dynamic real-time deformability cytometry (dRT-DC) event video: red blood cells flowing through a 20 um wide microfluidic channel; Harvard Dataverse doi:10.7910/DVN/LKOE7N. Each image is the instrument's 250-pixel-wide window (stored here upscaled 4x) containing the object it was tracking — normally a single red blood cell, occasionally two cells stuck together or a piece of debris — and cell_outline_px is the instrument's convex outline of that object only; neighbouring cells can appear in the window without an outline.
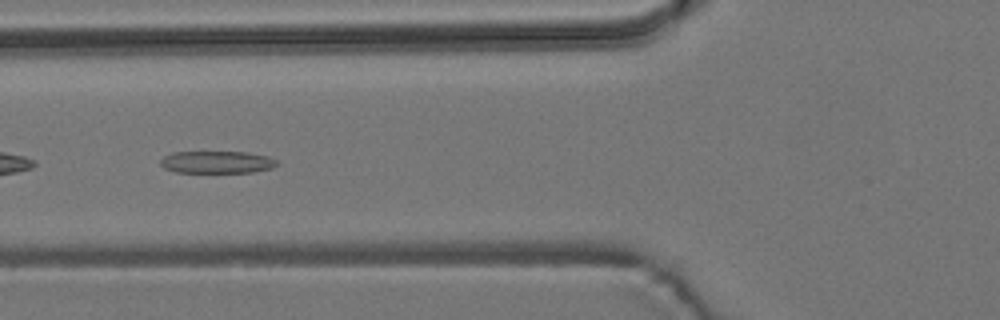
{"species": "common noctule bat (a hibernating species)", "species_latin": "Nyctalus noctula", "temperature_condition": "room temperature", "stored_images_in_passage": 7, "camera_frame_rate_fps": 3000, "um_per_image_px": 0.085, "animal": {"sex": "male", "body_mass_g": 19.2, "forearm_length_mm": 51.8}, "frame": {"image": 1, "passage_image": 5, "time_ms": 5.333, "image_size_px": [1000, 320], "cell_outline_px": [[280, 164], [272, 168], [252, 172], [176, 172], [164, 168], [160, 164], [160, 160], [164, 156], [172, 152], [248, 152], [268, 156], [276, 160]], "centroid_in_image_um": [18.45, 13.78], "position_along_channel_um": 107.3, "area_um2": 15.14}}
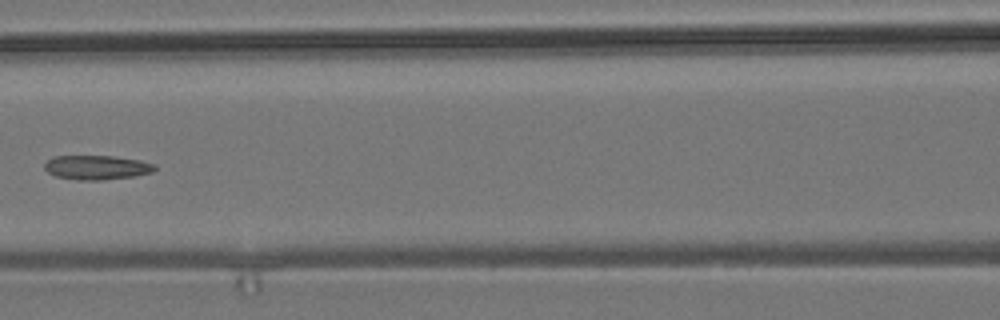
{"frame": {"image": 2, "passage_image": 6, "time_ms": 6.667, "image_size_px": [1000, 320], "cell_outline_px": [[156, 168], [152, 172], [136, 176], [100, 180], [80, 180], [56, 176], [48, 172], [44, 168], [44, 164], [52, 156], [112, 156], [140, 160], [156, 164]], "centroid_in_image_um": [8.24, 14.23], "position_along_channel_um": 158.4, "area_um2": 15.61}}
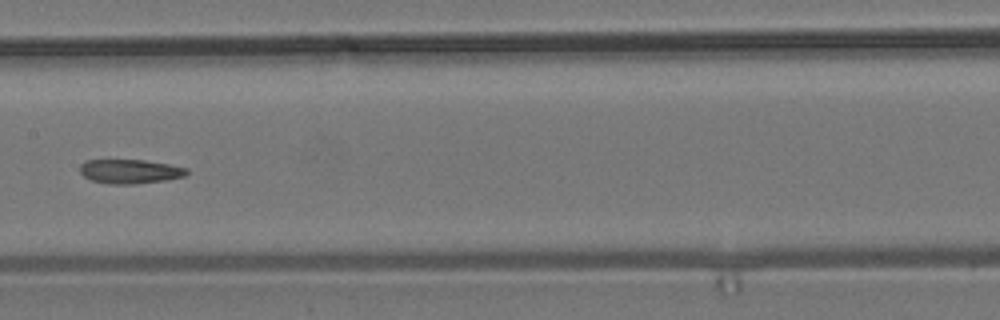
{"frame": {"image": 3, "passage_image": 7, "time_ms": 7.667, "image_size_px": [1000, 320], "cell_outline_px": [[188, 172], [184, 176], [168, 180], [136, 184], [108, 184], [92, 180], [84, 176], [80, 172], [80, 164], [88, 160], [144, 160], [168, 164], [188, 168]], "centroid_in_image_um": [11.06, 14.57], "position_along_channel_um": 196.3, "area_um2": 15.09}}